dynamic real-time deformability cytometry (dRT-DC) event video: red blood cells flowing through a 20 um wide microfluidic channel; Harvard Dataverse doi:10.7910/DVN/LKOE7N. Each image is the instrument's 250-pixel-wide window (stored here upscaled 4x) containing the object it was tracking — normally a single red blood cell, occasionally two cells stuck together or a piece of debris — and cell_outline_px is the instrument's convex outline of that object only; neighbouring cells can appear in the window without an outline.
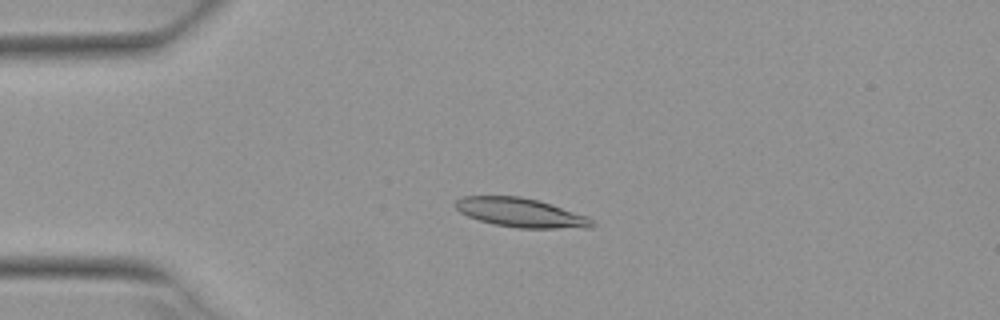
{"species": "Egyptian fruit bat (a non-hibernating species)", "species_latin": "Rousettus aegyptiacus", "temperature_condition": "warm", "stored_images_in_passage": 4, "camera_frame_rate_fps": 3000, "um_per_image_px": 0.085, "animal": {"sex": "female"}, "frame": {"image": 1, "passage_image": 3, "time_ms": 0.667, "image_size_px": [1000, 320], "cell_outline_px": [[596, 224], [592, 228], [520, 228], [496, 224], [480, 220], [468, 216], [460, 212], [452, 204], [460, 196], [520, 196], [552, 204], [588, 216]], "centroid_in_image_um": [44.28, 18.07], "position_along_channel_um": 40.7, "area_um2": 23.18}}